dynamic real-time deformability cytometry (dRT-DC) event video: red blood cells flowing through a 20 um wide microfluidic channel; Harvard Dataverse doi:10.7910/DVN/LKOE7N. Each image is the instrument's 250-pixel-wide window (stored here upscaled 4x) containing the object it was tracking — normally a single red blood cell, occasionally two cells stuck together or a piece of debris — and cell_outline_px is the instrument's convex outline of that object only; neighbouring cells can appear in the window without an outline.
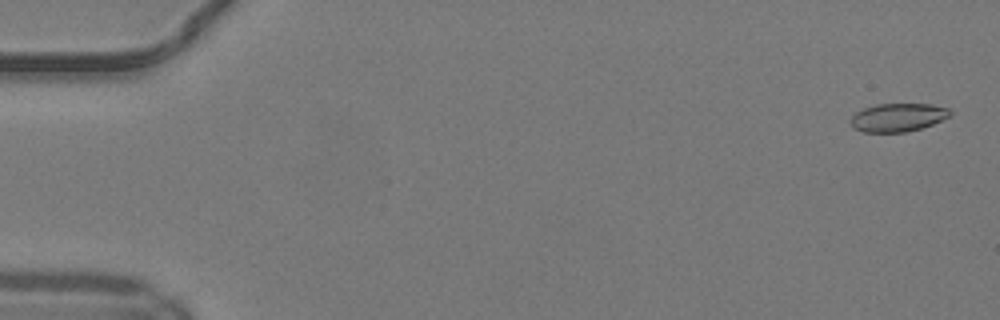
{"species": "common noctule bat (a hibernating species)", "species_latin": "Nyctalus noctula", "temperature_condition": "warm", "stored_images_in_passage": 51, "camera_frame_rate_fps": 3000, "um_per_image_px": 0.085, "animal": {"sex": "male", "body_mass_g": 19.2, "forearm_length_mm": 51.8}, "frame": {"image": 1, "passage_image": 2, "time_ms": 0.333, "image_size_px": [1000, 320], "cell_outline_px": [[952, 112], [948, 116], [932, 124], [920, 128], [904, 132], [864, 132], [856, 128], [852, 124], [852, 116], [856, 112], [864, 108], [876, 104], [932, 104], [948, 108]], "centroid_in_image_um": [76.33, 9.97], "position_along_channel_um": 8.7, "area_um2": 16.07}}
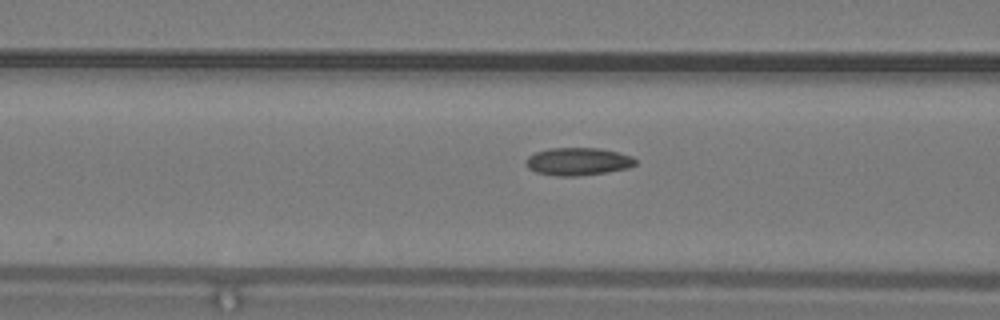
{"frame": {"image": 2, "passage_image": 21, "time_ms": 6.667, "image_size_px": [1000, 320], "cell_outline_px": [[636, 164], [628, 168], [608, 172], [580, 176], [556, 176], [536, 172], [528, 168], [524, 164], [524, 160], [528, 156], [536, 152], [548, 148], [600, 148], [632, 156], [636, 160]], "centroid_in_image_um": [49.1, 13.73], "position_along_channel_um": 117.5, "area_um2": 17.86}}
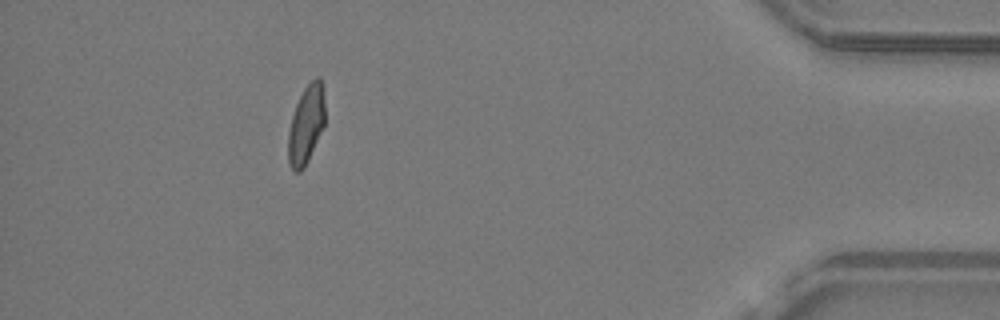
{"frame": {"image": 3, "passage_image": 46, "time_ms": 15.0, "image_size_px": [1000, 320], "cell_outline_px": [[324, 124], [308, 160], [304, 168], [300, 172], [296, 172], [288, 164], [288, 132], [292, 116], [296, 104], [304, 88], [316, 76], [320, 76], [324, 96]], "centroid_in_image_um": [26.01, 10.59], "position_along_channel_um": 409.2, "area_um2": 16.65}, "authors_computed_cell_mechanics": {"area_um2": 17.2244, "velocity_mm_per_s": 4.1639, "shape_relaxation_time_tau1_ms": null, "shape_relaxation_time_tau2_ms": 1.697, "deformation_change_tau1": null, "deformation_change_tau2": 0.0752}}